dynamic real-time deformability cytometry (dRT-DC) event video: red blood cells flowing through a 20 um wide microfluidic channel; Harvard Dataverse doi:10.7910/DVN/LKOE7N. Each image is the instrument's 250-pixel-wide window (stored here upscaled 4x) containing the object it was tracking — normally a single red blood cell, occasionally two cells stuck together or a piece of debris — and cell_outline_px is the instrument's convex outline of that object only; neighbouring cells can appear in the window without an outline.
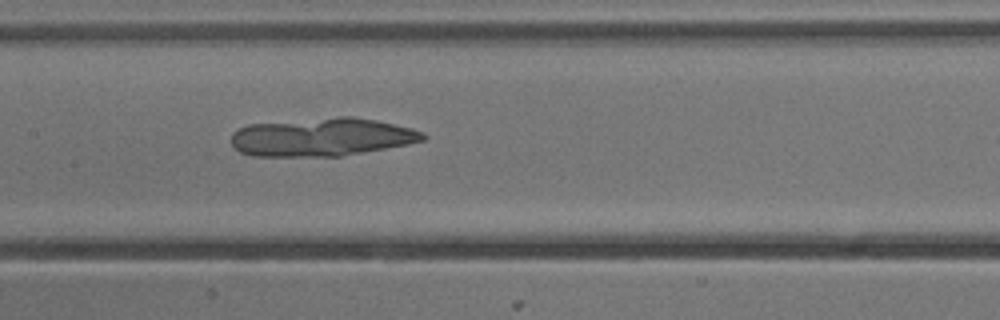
{"species": "common noctule bat (a hibernating species)", "species_latin": "Nyctalus noctula", "temperature_condition": "cold", "stored_images_in_passage": 4, "camera_frame_rate_fps": 3000, "um_per_image_px": 0.085, "animal": {"sex": "male", "body_mass_g": 13.3}, "frame": {"image": 1, "passage_image": 4, "time_ms": 1.0, "image_size_px": [1000, 320], "cell_outline_px": [[428, 136], [424, 140], [408, 144], [364, 152], [340, 156], [252, 156], [240, 152], [232, 144], [232, 132], [248, 124], [340, 116], [352, 116], [376, 120], [412, 128], [424, 132]], "centroid_in_image_um": [27.38, 11.64], "position_along_channel_um": 180.0, "area_um2": 42.77}}